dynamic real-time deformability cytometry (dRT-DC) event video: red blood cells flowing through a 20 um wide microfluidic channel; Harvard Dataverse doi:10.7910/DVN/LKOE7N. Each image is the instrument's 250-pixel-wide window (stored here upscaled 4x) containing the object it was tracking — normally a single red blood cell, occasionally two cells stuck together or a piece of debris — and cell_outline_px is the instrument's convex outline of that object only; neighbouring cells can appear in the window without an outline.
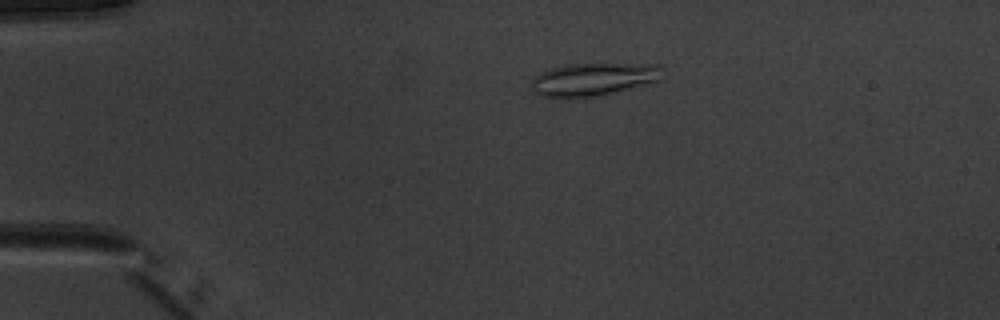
{"species": "common noctule bat (a hibernating species)", "species_latin": "Nyctalus noctula", "temperature_condition": "warm", "stored_images_in_passage": 41, "camera_frame_rate_fps": 3000, "um_per_image_px": 0.085, "animal": {"sex": "male", "body_mass_g": 20.1, "forearm_length_mm": 53.5}, "frame": {"image": 1, "passage_image": 1, "time_ms": 0.0, "image_size_px": [1000, 320], "cell_outline_px": [[660, 80], [648, 84], [632, 88], [596, 96], [544, 96], [532, 92], [532, 76], [540, 72], [552, 68], [572, 64], [656, 64], [660, 68]], "centroid_in_image_um": [50.42, 6.72], "position_along_channel_um": 34.6, "area_um2": 24.57}}
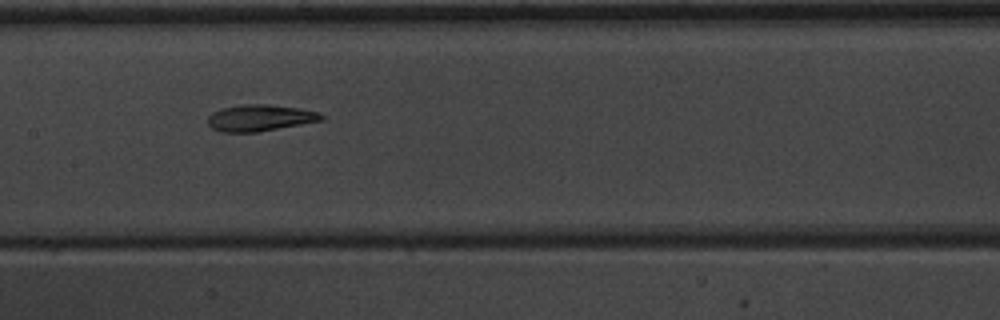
{"frame": {"image": 2, "passage_image": 16, "time_ms": 5.0, "image_size_px": [1000, 320], "cell_outline_px": [[324, 120], [260, 132], [220, 132], [212, 128], [208, 124], [208, 116], [212, 112], [224, 108], [240, 104], [268, 104], [300, 108], [316, 112], [324, 116]], "centroid_in_image_um": [22.09, 10.02], "position_along_channel_um": 185.3, "area_um2": 17.63}}
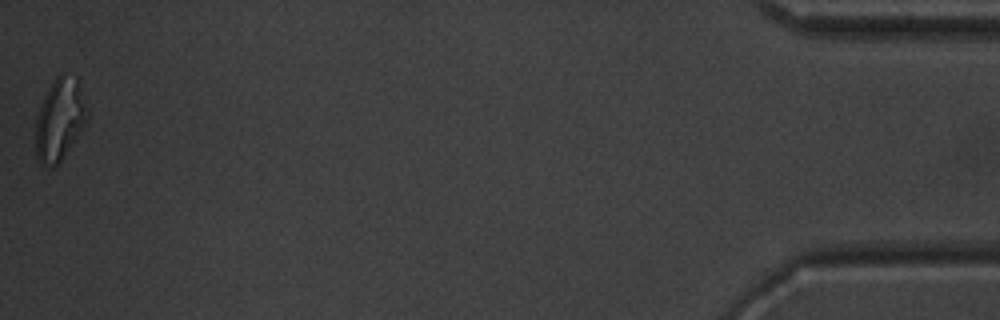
{"frame": {"image": 3, "passage_image": 41, "time_ms": 13.333, "image_size_px": [1000, 320], "cell_outline_px": [[88, 120], [60, 160], [52, 168], [44, 168], [36, 160], [36, 116], [44, 96], [48, 88], [56, 76], [60, 72], [76, 76], [88, 112]], "centroid_in_image_um": [5.05, 10.15], "position_along_channel_um": 430.2, "area_um2": 24.62}, "authors_computed_cell_mechanics": {"area_um2": 17.8024, "velocity_mm_per_s": 4.0008, "shape_relaxation_time_tau1_ms": null, "shape_relaxation_time_tau2_ms": 3.2498, "deformation_change_tau1": null, "deformation_change_tau2": 0.0961}}